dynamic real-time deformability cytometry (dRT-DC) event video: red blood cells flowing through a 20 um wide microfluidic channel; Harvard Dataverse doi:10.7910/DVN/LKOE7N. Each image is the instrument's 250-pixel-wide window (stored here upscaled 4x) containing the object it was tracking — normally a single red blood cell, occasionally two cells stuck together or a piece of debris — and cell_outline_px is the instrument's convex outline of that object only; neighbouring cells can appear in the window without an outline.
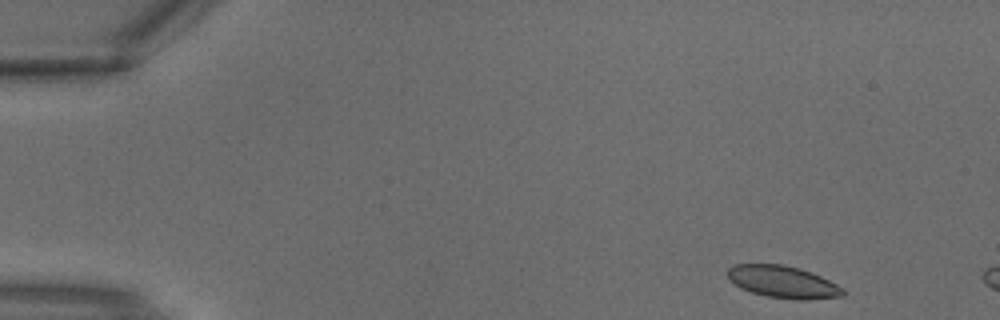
{"species": "common noctule bat (a hibernating species)", "species_latin": "Nyctalus noctula", "temperature_condition": "warm", "stored_images_in_passage": 1, "camera_frame_rate_fps": 3000, "um_per_image_px": 0.085, "animal": {"sex": "male", "body_mass_g": 18.8}, "frame": {"image": 1, "passage_image": 1, "time_ms": 0.0, "image_size_px": [1000, 320], "cell_outline_px": [[844, 296], [808, 300], [796, 300], [768, 296], [752, 292], [740, 288], [728, 276], [728, 268], [732, 264], [784, 264], [800, 268], [812, 272], [844, 288]], "centroid_in_image_um": [66.58, 23.96], "position_along_channel_um": 18.4, "area_um2": 21.62}}